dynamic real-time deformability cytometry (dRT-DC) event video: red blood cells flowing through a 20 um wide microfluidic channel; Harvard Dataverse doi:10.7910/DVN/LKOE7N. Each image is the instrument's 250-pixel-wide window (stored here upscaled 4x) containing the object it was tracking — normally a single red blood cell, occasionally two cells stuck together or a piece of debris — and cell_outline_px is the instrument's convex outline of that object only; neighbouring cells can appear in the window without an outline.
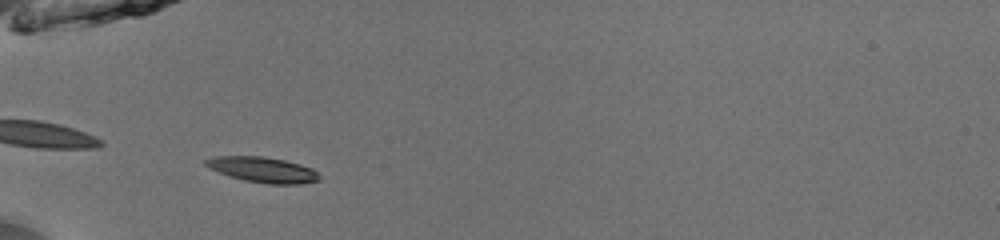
{"species": "common noctule bat (a hibernating species)", "species_latin": "Nyctalus noctula", "temperature_condition": "room temperature", "stored_images_in_passage": 33, "camera_frame_rate_fps": 3000, "um_per_image_px": 0.085, "animal": {"sex": "male", "body_mass_g": 13.0, "forearm_length_mm": 53.1}, "frame": {"image": 1, "passage_image": 1, "time_ms": 0.0, "image_size_px": [1000, 240], "cell_outline_px": [[320, 180], [300, 184], [268, 184], [244, 180], [208, 168], [204, 164], [204, 160], [216, 156], [264, 156], [284, 160], [300, 164], [312, 168], [320, 176]], "centroid_in_image_um": [22.35, 14.42], "position_along_channel_um": 62.7, "area_um2": 16.76}}
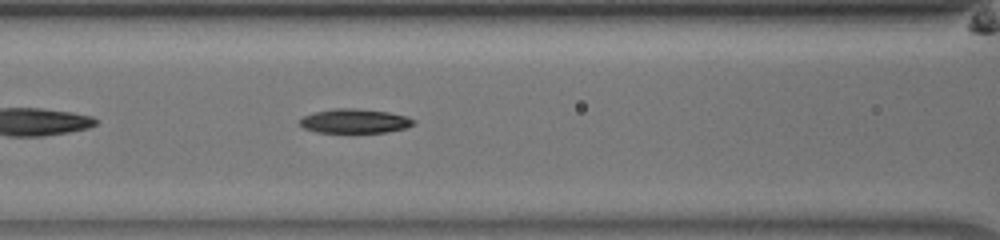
{"frame": {"image": 2, "passage_image": 7, "time_ms": 2.0, "image_size_px": [1000, 240], "cell_outline_px": [[416, 124], [404, 128], [388, 132], [316, 132], [304, 128], [300, 124], [300, 120], [304, 116], [316, 112], [332, 108], [352, 108], [388, 112], [408, 116], [416, 120]], "centroid_in_image_um": [30.19, 10.28], "position_along_channel_um": 136.4, "area_um2": 16.01}}
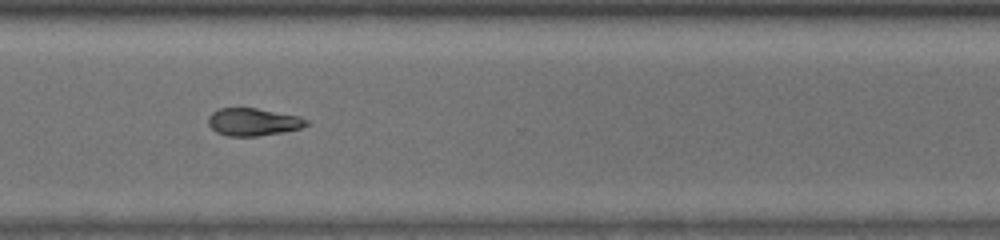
{"frame": {"image": 3, "passage_image": 23, "time_ms": 7.333, "image_size_px": [1000, 240], "cell_outline_px": [[308, 124], [300, 128], [284, 132], [256, 136], [228, 136], [216, 132], [208, 124], [208, 116], [212, 112], [220, 108], [256, 108], [300, 116], [308, 120]], "centroid_in_image_um": [21.51, 10.36], "position_along_channel_um": 349.1, "area_um2": 15.78}, "authors_computed_cell_mechanics": {"area_um2": 16.0106, "velocity_mm_per_s": 3.9916, "shape_relaxation_time_tau1_ms": 2.3069, "shape_relaxation_time_tau2_ms": null, "deformation_change_tau1": 0.1002, "deformation_change_tau2": null}}